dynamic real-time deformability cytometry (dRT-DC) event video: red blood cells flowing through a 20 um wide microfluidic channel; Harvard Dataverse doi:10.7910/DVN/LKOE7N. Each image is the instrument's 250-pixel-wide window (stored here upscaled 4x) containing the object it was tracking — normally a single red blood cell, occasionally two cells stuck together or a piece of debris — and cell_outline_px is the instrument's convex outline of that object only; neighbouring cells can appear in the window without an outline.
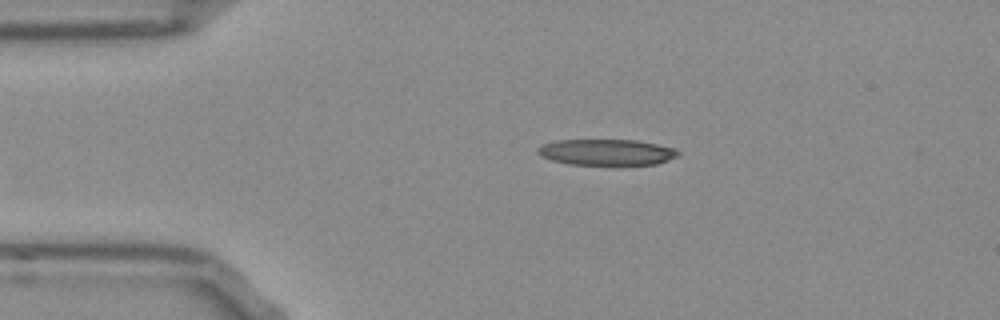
{"species": "Egyptian fruit bat (a non-hibernating species)", "species_latin": "Rousettus aegyptiacus", "temperature_condition": "room temperature", "stored_images_in_passage": 45, "camera_frame_rate_fps": 3000, "um_per_image_px": 0.085, "frame": {"image": 1, "passage_image": 3, "time_ms": 0.667, "image_size_px": [1000, 320], "cell_outline_px": [[680, 152], [676, 156], [668, 160], [656, 164], [568, 164], [552, 160], [540, 156], [536, 152], [536, 148], [544, 144], [556, 140], [636, 140], [676, 148]], "centroid_in_image_um": [51.53, 12.93], "position_along_channel_um": 33.5, "area_um2": 21.15}}
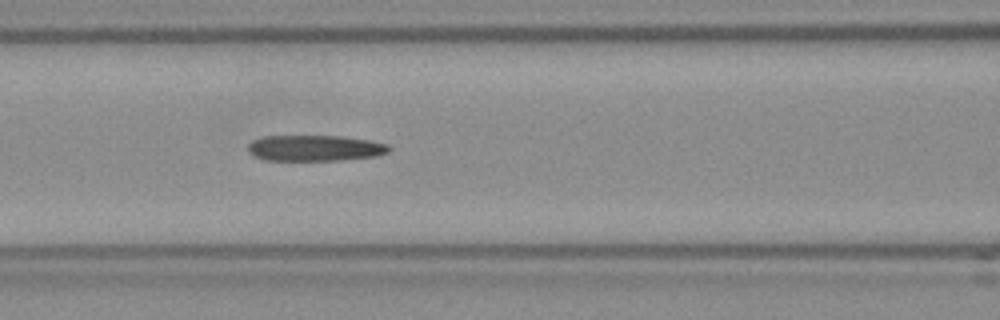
{"frame": {"image": 2, "passage_image": 14, "time_ms": 4.333, "image_size_px": [1000, 320], "cell_outline_px": [[392, 148], [388, 152], [376, 156], [340, 160], [268, 160], [256, 156], [248, 152], [248, 144], [252, 140], [260, 136], [344, 136], [368, 140], [388, 144]], "centroid_in_image_um": [26.77, 12.58], "position_along_channel_um": 139.8, "area_um2": 21.33}}
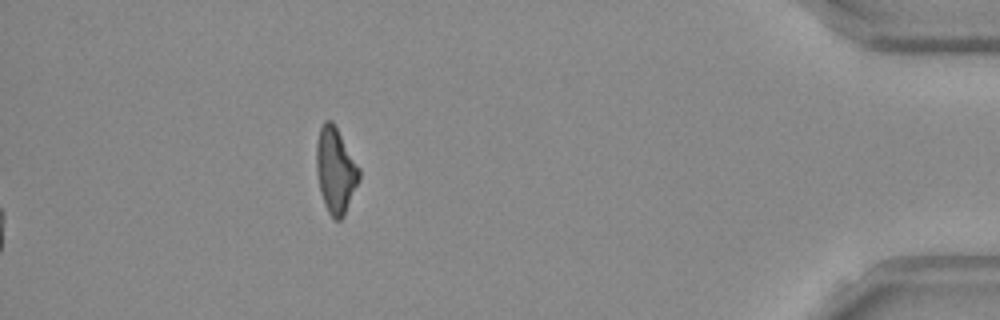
{"frame": {"image": 3, "passage_image": 39, "time_ms": 12.667, "image_size_px": [1000, 320], "cell_outline_px": [[360, 180], [344, 216], [340, 220], [336, 220], [328, 212], [324, 204], [320, 192], [316, 172], [316, 144], [320, 128], [324, 120], [332, 120], [360, 168]], "centroid_in_image_um": [28.52, 14.49], "position_along_channel_um": 406.7, "area_um2": 21.44}, "authors_computed_cell_mechanics": {"area_um2": 21.8484, "velocity_mm_per_s": 3.8722, "shape_relaxation_time_tau1_ms": null, "shape_relaxation_time_tau2_ms": 2.4769, "deformation_change_tau1": null, "deformation_change_tau2": 0.1478}}